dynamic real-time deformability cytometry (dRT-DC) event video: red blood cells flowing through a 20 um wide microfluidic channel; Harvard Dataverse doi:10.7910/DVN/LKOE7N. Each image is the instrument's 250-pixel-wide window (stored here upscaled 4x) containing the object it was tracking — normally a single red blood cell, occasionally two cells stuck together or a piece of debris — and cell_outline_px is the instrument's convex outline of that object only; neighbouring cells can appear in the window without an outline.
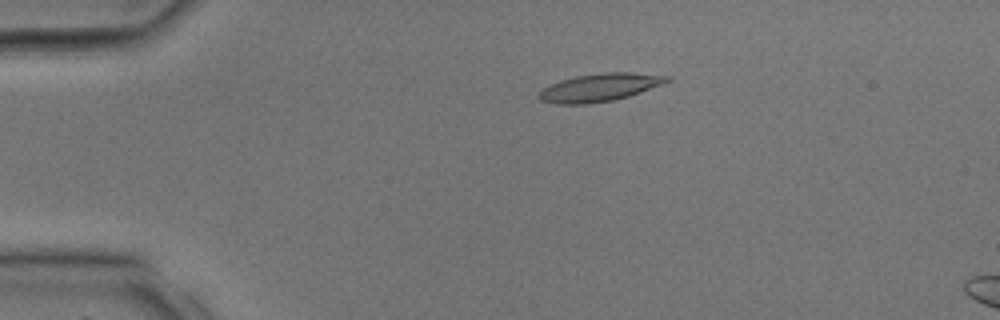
{"species": "common noctule bat (a hibernating species)", "species_latin": "Nyctalus noctula", "temperature_condition": "room temperature", "stored_images_in_passage": 33, "camera_frame_rate_fps": 3000, "um_per_image_px": 0.085, "animal": {"sex": "male", "body_mass_g": 17.9, "forearm_length_mm": 54.2}, "frame": {"image": 1, "passage_image": 7, "time_ms": 2.0, "image_size_px": [1000, 320], "cell_outline_px": [[672, 80], [664, 84], [628, 96], [612, 100], [584, 104], [556, 104], [540, 100], [536, 96], [544, 88], [560, 80], [576, 76], [600, 72], [632, 72], [672, 76]], "centroid_in_image_um": [51.01, 7.42], "position_along_channel_um": 34.0, "area_um2": 20.87}}
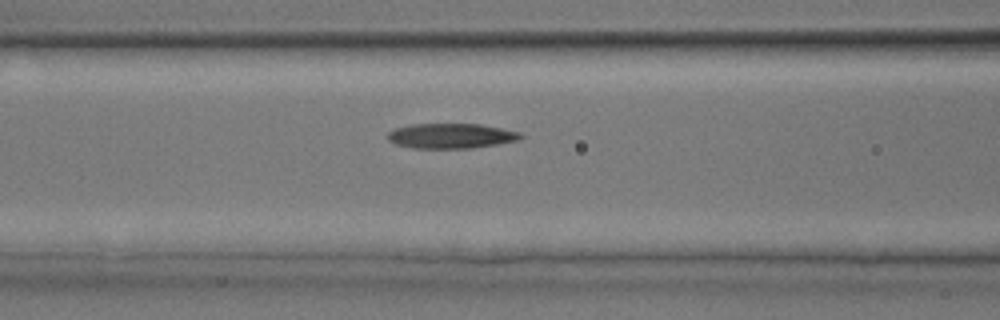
{"frame": {"image": 2, "passage_image": 14, "time_ms": 4.333, "image_size_px": [1000, 320], "cell_outline_px": [[524, 136], [520, 140], [472, 148], [412, 148], [396, 144], [388, 140], [388, 132], [396, 128], [412, 124], [480, 124], [520, 132]], "centroid_in_image_um": [38.35, 11.55], "position_along_channel_um": 128.3, "area_um2": 19.31}}
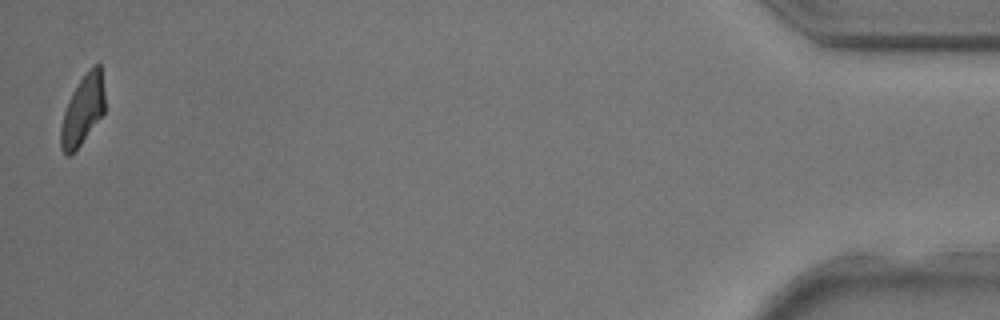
{"frame": {"image": 3, "passage_image": 33, "time_ms": 10.667, "image_size_px": [1000, 320], "cell_outline_px": [[104, 112], [80, 144], [68, 156], [60, 148], [60, 128], [64, 112], [68, 100], [72, 92], [88, 68], [96, 64], [100, 64], [104, 92]], "centroid_in_image_um": [7.01, 9.32], "position_along_channel_um": 428.2, "area_um2": 17.51}}